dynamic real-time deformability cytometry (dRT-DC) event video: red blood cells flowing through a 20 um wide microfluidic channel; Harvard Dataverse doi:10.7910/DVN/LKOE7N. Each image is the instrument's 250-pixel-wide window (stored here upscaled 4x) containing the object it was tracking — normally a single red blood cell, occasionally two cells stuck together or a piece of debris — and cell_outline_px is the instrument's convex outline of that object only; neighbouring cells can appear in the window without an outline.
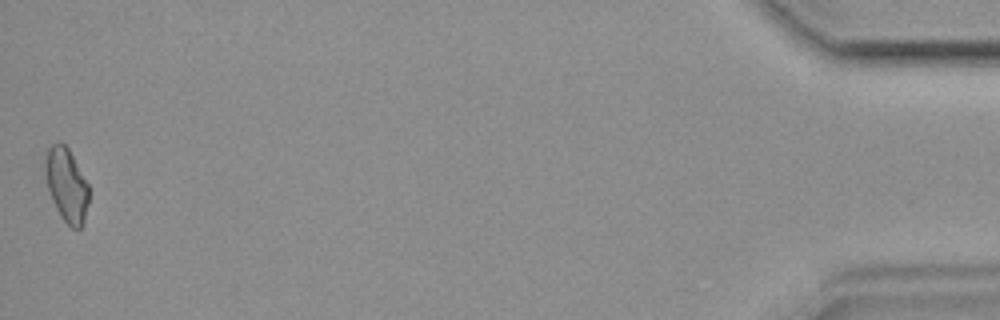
{"species": "common noctule bat (a hibernating species)", "species_latin": "Nyctalus noctula", "temperature_condition": "room temperature", "stored_images_in_passage": 34, "camera_frame_rate_fps": 3000, "um_per_image_px": 0.085, "animal": {"sex": "female", "body_mass_g": 19.9}, "frame": {"image": 1, "passage_image": 34, "time_ms": 11.0, "image_size_px": [1000, 320], "cell_outline_px": [[88, 204], [84, 220], [80, 228], [72, 228], [60, 216], [52, 200], [48, 188], [44, 172], [44, 160], [48, 148], [52, 144], [60, 140], [68, 148], [88, 184]], "centroid_in_image_um": [5.63, 15.69], "position_along_channel_um": 429.6, "area_um2": 18.67}}